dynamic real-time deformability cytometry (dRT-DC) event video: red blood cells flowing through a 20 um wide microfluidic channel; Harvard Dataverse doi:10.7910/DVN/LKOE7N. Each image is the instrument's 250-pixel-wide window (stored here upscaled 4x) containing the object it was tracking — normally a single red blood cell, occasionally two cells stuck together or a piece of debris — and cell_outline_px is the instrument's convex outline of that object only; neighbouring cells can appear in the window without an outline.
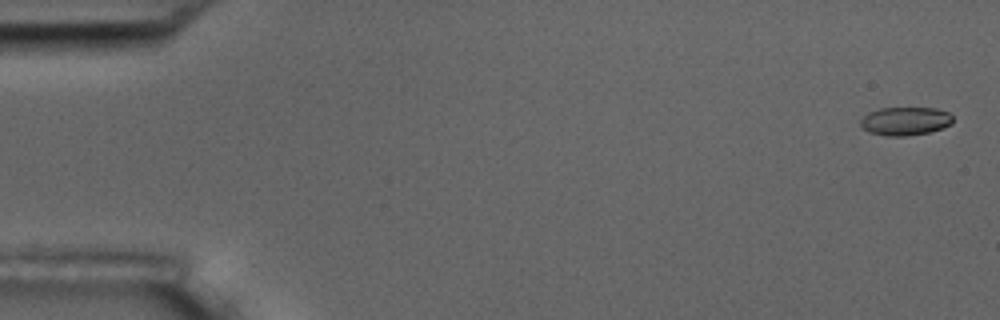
{"species": "common noctule bat (a hibernating species)", "species_latin": "Nyctalus noctula", "temperature_condition": "room temperature", "stored_images_in_passage": 16, "camera_frame_rate_fps": 3000, "um_per_image_px": 0.085, "animal": {"sex": "male", "body_mass_g": 17.5, "forearm_length_mm": 52.3}, "frame": {"image": 1, "passage_image": 1, "time_ms": 0.0, "image_size_px": [1000, 320], "cell_outline_px": [[952, 124], [928, 132], [904, 136], [888, 136], [868, 132], [860, 124], [860, 120], [868, 112], [880, 108], [936, 108], [948, 112], [952, 116]], "centroid_in_image_um": [76.93, 10.28], "position_along_channel_um": 8.1, "area_um2": 15.14}}
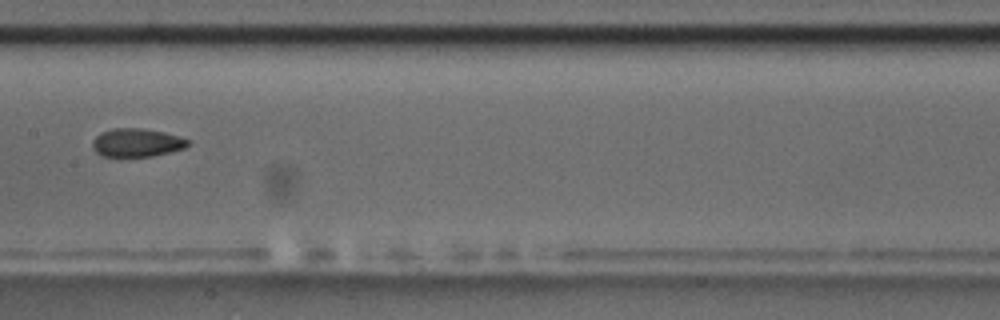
{"frame": {"image": 2, "passage_image": 9, "time_ms": 9.333, "image_size_px": [1000, 320], "cell_outline_px": [[188, 144], [184, 148], [152, 156], [120, 160], [100, 156], [92, 148], [92, 140], [100, 132], [112, 128], [140, 128], [164, 132], [180, 136], [188, 140]], "centroid_in_image_um": [11.52, 12.17], "position_along_channel_um": 195.9, "area_um2": 16.47}}
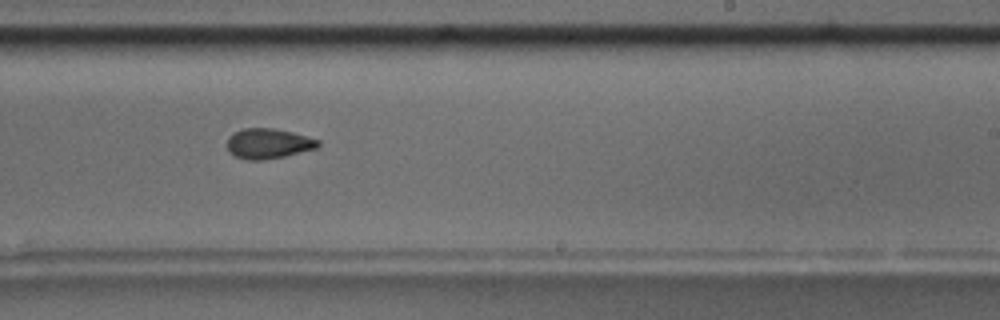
{"frame": {"image": 3, "passage_image": 11, "time_ms": 11.333, "image_size_px": [1000, 320], "cell_outline_px": [[320, 144], [316, 148], [284, 156], [264, 160], [244, 160], [228, 152], [228, 136], [244, 128], [272, 128], [292, 132], [320, 140]], "centroid_in_image_um": [22.79, 12.21], "position_along_channel_um": 266.2, "area_um2": 15.9}, "authors_computed_cell_mechanics": {"area_um2": 16.0106, "velocity_mm_per_s": 3.5338, "shape_relaxation_time_tau1_ms": 1.9984, "shape_relaxation_time_tau2_ms": 3.2259, "deformation_change_tau1": 0.0936, "deformation_change_tau2": 0.0581}}